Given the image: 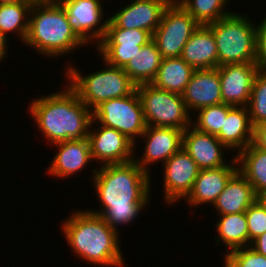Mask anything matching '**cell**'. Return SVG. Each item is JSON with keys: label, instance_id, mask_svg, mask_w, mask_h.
Here are the masks:
<instances>
[{"label": "cell", "instance_id": "ac0fdd59", "mask_svg": "<svg viewBox=\"0 0 266 267\" xmlns=\"http://www.w3.org/2000/svg\"><path fill=\"white\" fill-rule=\"evenodd\" d=\"M237 171L238 163L235 155L228 165L199 170L192 190L184 200L194 208L200 206V204L213 205L220 193L225 189L229 179Z\"/></svg>", "mask_w": 266, "mask_h": 267}, {"label": "cell", "instance_id": "ffe728a7", "mask_svg": "<svg viewBox=\"0 0 266 267\" xmlns=\"http://www.w3.org/2000/svg\"><path fill=\"white\" fill-rule=\"evenodd\" d=\"M52 145L58 150L47 172L56 178H71L72 174H77L93 161L88 138L72 139Z\"/></svg>", "mask_w": 266, "mask_h": 267}, {"label": "cell", "instance_id": "484cf974", "mask_svg": "<svg viewBox=\"0 0 266 267\" xmlns=\"http://www.w3.org/2000/svg\"><path fill=\"white\" fill-rule=\"evenodd\" d=\"M162 59L156 43L152 40L142 47L140 53H137L123 70L136 85L151 84Z\"/></svg>", "mask_w": 266, "mask_h": 267}, {"label": "cell", "instance_id": "1f68e13d", "mask_svg": "<svg viewBox=\"0 0 266 267\" xmlns=\"http://www.w3.org/2000/svg\"><path fill=\"white\" fill-rule=\"evenodd\" d=\"M224 267H266V256L251 247L238 248L224 254Z\"/></svg>", "mask_w": 266, "mask_h": 267}, {"label": "cell", "instance_id": "5bb4252c", "mask_svg": "<svg viewBox=\"0 0 266 267\" xmlns=\"http://www.w3.org/2000/svg\"><path fill=\"white\" fill-rule=\"evenodd\" d=\"M173 0H133L113 14L106 27L141 29L152 35L161 22L163 13Z\"/></svg>", "mask_w": 266, "mask_h": 267}, {"label": "cell", "instance_id": "d590c367", "mask_svg": "<svg viewBox=\"0 0 266 267\" xmlns=\"http://www.w3.org/2000/svg\"><path fill=\"white\" fill-rule=\"evenodd\" d=\"M249 247H251L258 254L266 256V232L255 238Z\"/></svg>", "mask_w": 266, "mask_h": 267}, {"label": "cell", "instance_id": "9c48e42d", "mask_svg": "<svg viewBox=\"0 0 266 267\" xmlns=\"http://www.w3.org/2000/svg\"><path fill=\"white\" fill-rule=\"evenodd\" d=\"M200 24L176 1L165 9L152 40L162 58L180 57L186 42Z\"/></svg>", "mask_w": 266, "mask_h": 267}, {"label": "cell", "instance_id": "e0dca14e", "mask_svg": "<svg viewBox=\"0 0 266 267\" xmlns=\"http://www.w3.org/2000/svg\"><path fill=\"white\" fill-rule=\"evenodd\" d=\"M182 147L200 170L219 168L229 164L223 155L224 149L226 151L229 149L216 136L201 132L192 125L183 131Z\"/></svg>", "mask_w": 266, "mask_h": 267}, {"label": "cell", "instance_id": "74e56055", "mask_svg": "<svg viewBox=\"0 0 266 267\" xmlns=\"http://www.w3.org/2000/svg\"><path fill=\"white\" fill-rule=\"evenodd\" d=\"M25 0H0V5L1 4H14V3H18V2H22Z\"/></svg>", "mask_w": 266, "mask_h": 267}, {"label": "cell", "instance_id": "83f0119b", "mask_svg": "<svg viewBox=\"0 0 266 267\" xmlns=\"http://www.w3.org/2000/svg\"><path fill=\"white\" fill-rule=\"evenodd\" d=\"M34 0H25L14 4L0 5V30L9 37V33L19 35L23 42L26 39L29 24V12Z\"/></svg>", "mask_w": 266, "mask_h": 267}, {"label": "cell", "instance_id": "7c38bea8", "mask_svg": "<svg viewBox=\"0 0 266 267\" xmlns=\"http://www.w3.org/2000/svg\"><path fill=\"white\" fill-rule=\"evenodd\" d=\"M91 121L88 140L93 161L103 165L124 164L134 161V143L121 132L103 125L93 130ZM133 154V155H132Z\"/></svg>", "mask_w": 266, "mask_h": 267}, {"label": "cell", "instance_id": "836d02e7", "mask_svg": "<svg viewBox=\"0 0 266 267\" xmlns=\"http://www.w3.org/2000/svg\"><path fill=\"white\" fill-rule=\"evenodd\" d=\"M255 64L259 72L266 74V17L257 26Z\"/></svg>", "mask_w": 266, "mask_h": 267}, {"label": "cell", "instance_id": "d6986e66", "mask_svg": "<svg viewBox=\"0 0 266 267\" xmlns=\"http://www.w3.org/2000/svg\"><path fill=\"white\" fill-rule=\"evenodd\" d=\"M182 98L188 111L222 103L221 84L218 68L195 69L186 85Z\"/></svg>", "mask_w": 266, "mask_h": 267}, {"label": "cell", "instance_id": "ba28073f", "mask_svg": "<svg viewBox=\"0 0 266 267\" xmlns=\"http://www.w3.org/2000/svg\"><path fill=\"white\" fill-rule=\"evenodd\" d=\"M92 123L113 128L124 134L134 145L146 129L143 107L135 90L126 97L102 102L92 111ZM96 121V122H95ZM98 122V123H97Z\"/></svg>", "mask_w": 266, "mask_h": 267}, {"label": "cell", "instance_id": "8d00e7d4", "mask_svg": "<svg viewBox=\"0 0 266 267\" xmlns=\"http://www.w3.org/2000/svg\"><path fill=\"white\" fill-rule=\"evenodd\" d=\"M7 36L0 30V63L1 61L5 60L4 58L7 57Z\"/></svg>", "mask_w": 266, "mask_h": 267}, {"label": "cell", "instance_id": "52a82bcc", "mask_svg": "<svg viewBox=\"0 0 266 267\" xmlns=\"http://www.w3.org/2000/svg\"><path fill=\"white\" fill-rule=\"evenodd\" d=\"M146 126L172 127L185 130L192 125V116L182 94L161 90L152 84L137 85Z\"/></svg>", "mask_w": 266, "mask_h": 267}, {"label": "cell", "instance_id": "277c9868", "mask_svg": "<svg viewBox=\"0 0 266 267\" xmlns=\"http://www.w3.org/2000/svg\"><path fill=\"white\" fill-rule=\"evenodd\" d=\"M25 43L48 58L87 46L68 23L66 11L57 0L33 2Z\"/></svg>", "mask_w": 266, "mask_h": 267}, {"label": "cell", "instance_id": "8992f818", "mask_svg": "<svg viewBox=\"0 0 266 267\" xmlns=\"http://www.w3.org/2000/svg\"><path fill=\"white\" fill-rule=\"evenodd\" d=\"M245 14L232 13L208 24L218 51V67L225 64L255 63L257 25Z\"/></svg>", "mask_w": 266, "mask_h": 267}, {"label": "cell", "instance_id": "8fae6325", "mask_svg": "<svg viewBox=\"0 0 266 267\" xmlns=\"http://www.w3.org/2000/svg\"><path fill=\"white\" fill-rule=\"evenodd\" d=\"M57 1L65 9L70 26L87 45L89 42L99 43L102 40L108 22V19L104 21L103 18L105 14L103 2L100 0ZM95 39L96 41H93Z\"/></svg>", "mask_w": 266, "mask_h": 267}, {"label": "cell", "instance_id": "7402d4cb", "mask_svg": "<svg viewBox=\"0 0 266 267\" xmlns=\"http://www.w3.org/2000/svg\"><path fill=\"white\" fill-rule=\"evenodd\" d=\"M253 131L247 106H236L228 111L223 127L216 137L229 150L238 151L237 154L253 142Z\"/></svg>", "mask_w": 266, "mask_h": 267}, {"label": "cell", "instance_id": "f546056e", "mask_svg": "<svg viewBox=\"0 0 266 267\" xmlns=\"http://www.w3.org/2000/svg\"><path fill=\"white\" fill-rule=\"evenodd\" d=\"M232 107L231 105L221 103L199 109L196 111L198 112L197 115L193 114L197 118L192 121V126L201 132L217 136L223 127L228 111Z\"/></svg>", "mask_w": 266, "mask_h": 267}, {"label": "cell", "instance_id": "e575fe53", "mask_svg": "<svg viewBox=\"0 0 266 267\" xmlns=\"http://www.w3.org/2000/svg\"><path fill=\"white\" fill-rule=\"evenodd\" d=\"M257 148L266 151V122L254 127L253 142Z\"/></svg>", "mask_w": 266, "mask_h": 267}, {"label": "cell", "instance_id": "3957f363", "mask_svg": "<svg viewBox=\"0 0 266 267\" xmlns=\"http://www.w3.org/2000/svg\"><path fill=\"white\" fill-rule=\"evenodd\" d=\"M61 229L72 251L83 261L101 267L125 266L119 232L101 216L79 209L64 219Z\"/></svg>", "mask_w": 266, "mask_h": 267}, {"label": "cell", "instance_id": "44dd1931", "mask_svg": "<svg viewBox=\"0 0 266 267\" xmlns=\"http://www.w3.org/2000/svg\"><path fill=\"white\" fill-rule=\"evenodd\" d=\"M180 57L194 69L218 68V51L212 30L200 25L186 42Z\"/></svg>", "mask_w": 266, "mask_h": 267}, {"label": "cell", "instance_id": "5b68a950", "mask_svg": "<svg viewBox=\"0 0 266 267\" xmlns=\"http://www.w3.org/2000/svg\"><path fill=\"white\" fill-rule=\"evenodd\" d=\"M102 61L104 69L84 76L75 65L66 66V83L92 111L102 102L132 94L137 87L123 68Z\"/></svg>", "mask_w": 266, "mask_h": 267}, {"label": "cell", "instance_id": "d6a6232c", "mask_svg": "<svg viewBox=\"0 0 266 267\" xmlns=\"http://www.w3.org/2000/svg\"><path fill=\"white\" fill-rule=\"evenodd\" d=\"M247 218L249 246L251 242L266 232V205L257 198L245 211Z\"/></svg>", "mask_w": 266, "mask_h": 267}, {"label": "cell", "instance_id": "2e32d148", "mask_svg": "<svg viewBox=\"0 0 266 267\" xmlns=\"http://www.w3.org/2000/svg\"><path fill=\"white\" fill-rule=\"evenodd\" d=\"M222 103L247 106L255 75L259 72L255 63L225 64L218 67Z\"/></svg>", "mask_w": 266, "mask_h": 267}, {"label": "cell", "instance_id": "603a6c76", "mask_svg": "<svg viewBox=\"0 0 266 267\" xmlns=\"http://www.w3.org/2000/svg\"><path fill=\"white\" fill-rule=\"evenodd\" d=\"M257 199L253 187L248 180L237 171L228 181L225 189L220 193L213 208L218 215L245 212Z\"/></svg>", "mask_w": 266, "mask_h": 267}, {"label": "cell", "instance_id": "7a4b0ae2", "mask_svg": "<svg viewBox=\"0 0 266 267\" xmlns=\"http://www.w3.org/2000/svg\"><path fill=\"white\" fill-rule=\"evenodd\" d=\"M64 88L36 98L29 105L28 113L51 145L87 138L93 119L92 110L78 94L68 84Z\"/></svg>", "mask_w": 266, "mask_h": 267}, {"label": "cell", "instance_id": "6da1fadb", "mask_svg": "<svg viewBox=\"0 0 266 267\" xmlns=\"http://www.w3.org/2000/svg\"><path fill=\"white\" fill-rule=\"evenodd\" d=\"M93 170L92 180L101 210H90L101 216L119 232L118 225H129L148 207L151 176L135 161L103 165Z\"/></svg>", "mask_w": 266, "mask_h": 267}, {"label": "cell", "instance_id": "f1b7e54d", "mask_svg": "<svg viewBox=\"0 0 266 267\" xmlns=\"http://www.w3.org/2000/svg\"><path fill=\"white\" fill-rule=\"evenodd\" d=\"M200 25H208L233 13L228 0H176ZM226 9V11H225Z\"/></svg>", "mask_w": 266, "mask_h": 267}, {"label": "cell", "instance_id": "cb8c5ba5", "mask_svg": "<svg viewBox=\"0 0 266 267\" xmlns=\"http://www.w3.org/2000/svg\"><path fill=\"white\" fill-rule=\"evenodd\" d=\"M238 171L253 187L257 198L266 194V151L249 144L235 156Z\"/></svg>", "mask_w": 266, "mask_h": 267}, {"label": "cell", "instance_id": "4316f807", "mask_svg": "<svg viewBox=\"0 0 266 267\" xmlns=\"http://www.w3.org/2000/svg\"><path fill=\"white\" fill-rule=\"evenodd\" d=\"M216 223L218 233L215 244H226L228 252L249 247L247 218L245 212L220 215Z\"/></svg>", "mask_w": 266, "mask_h": 267}, {"label": "cell", "instance_id": "d4e9b609", "mask_svg": "<svg viewBox=\"0 0 266 267\" xmlns=\"http://www.w3.org/2000/svg\"><path fill=\"white\" fill-rule=\"evenodd\" d=\"M194 70L181 57L164 58L151 84L161 90L182 94Z\"/></svg>", "mask_w": 266, "mask_h": 267}, {"label": "cell", "instance_id": "f35d334b", "mask_svg": "<svg viewBox=\"0 0 266 267\" xmlns=\"http://www.w3.org/2000/svg\"><path fill=\"white\" fill-rule=\"evenodd\" d=\"M260 199L264 202V204L266 205V194L263 195L262 197H260Z\"/></svg>", "mask_w": 266, "mask_h": 267}, {"label": "cell", "instance_id": "4dcf8cb0", "mask_svg": "<svg viewBox=\"0 0 266 267\" xmlns=\"http://www.w3.org/2000/svg\"><path fill=\"white\" fill-rule=\"evenodd\" d=\"M250 122L253 127L266 122V74L258 72L255 75L251 97L247 104Z\"/></svg>", "mask_w": 266, "mask_h": 267}, {"label": "cell", "instance_id": "4fadbf2b", "mask_svg": "<svg viewBox=\"0 0 266 267\" xmlns=\"http://www.w3.org/2000/svg\"><path fill=\"white\" fill-rule=\"evenodd\" d=\"M162 164L164 165L163 199L172 206L178 200L187 197L200 169L183 147Z\"/></svg>", "mask_w": 266, "mask_h": 267}, {"label": "cell", "instance_id": "9a60e30c", "mask_svg": "<svg viewBox=\"0 0 266 267\" xmlns=\"http://www.w3.org/2000/svg\"><path fill=\"white\" fill-rule=\"evenodd\" d=\"M183 130L172 127L146 126L142 139L146 141L143 155L134 161L148 174L150 164L165 163L182 147ZM148 167V168H147Z\"/></svg>", "mask_w": 266, "mask_h": 267}, {"label": "cell", "instance_id": "30bf717a", "mask_svg": "<svg viewBox=\"0 0 266 267\" xmlns=\"http://www.w3.org/2000/svg\"><path fill=\"white\" fill-rule=\"evenodd\" d=\"M152 38L153 35L146 30L106 27L102 40L93 45H97V52L105 62L124 68Z\"/></svg>", "mask_w": 266, "mask_h": 267}]
</instances>
